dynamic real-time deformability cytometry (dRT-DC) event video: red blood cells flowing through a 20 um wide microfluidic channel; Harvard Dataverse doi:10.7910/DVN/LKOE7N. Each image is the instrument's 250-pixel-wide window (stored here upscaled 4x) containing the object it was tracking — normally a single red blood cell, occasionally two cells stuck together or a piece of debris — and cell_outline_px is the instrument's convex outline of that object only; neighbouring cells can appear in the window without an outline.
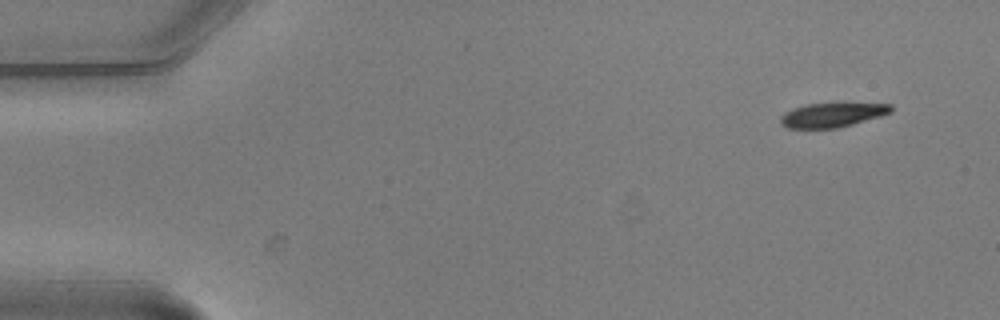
{"species": "common noctule bat (a hibernating species)", "species_latin": "Nyctalus noctula", "temperature_condition": "warm", "stored_images_in_passage": 8, "camera_frame_rate_fps": 3000, "um_per_image_px": 0.085, "animal": {"sex": "male", "body_mass_g": 20.5, "forearm_length_mm": 52.5}, "frame": {"image": 1, "passage_image": 1, "time_ms": 0.0, "image_size_px": [1000, 320], "cell_outline_px": [[892, 112], [880, 116], [852, 124], [836, 128], [788, 128], [780, 124], [780, 116], [784, 112], [792, 108], [808, 104], [840, 100], [892, 104]], "centroid_in_image_um": [70.78, 9.7], "position_along_channel_um": 14.2, "area_um2": 16.59}}
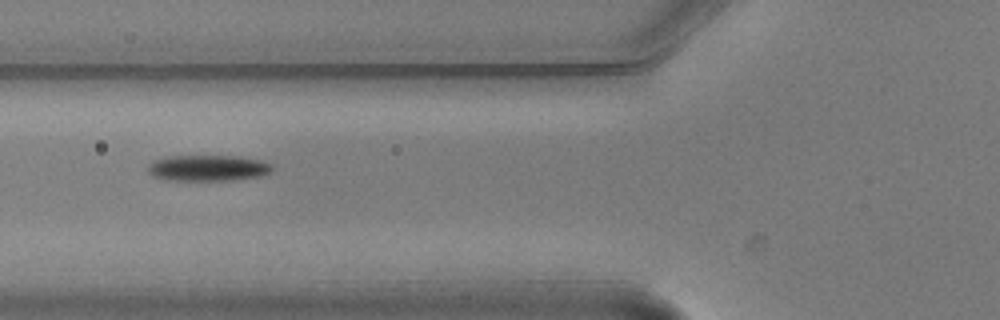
{"frame": {"image": 2, "passage_image": 5, "time_ms": 1.333, "image_size_px": [1000, 320], "cell_outline_px": [[272, 168], [264, 176], [232, 180], [164, 180], [152, 176], [148, 172], [148, 164], [156, 160], [168, 156], [240, 156], [260, 160], [272, 164]], "centroid_in_image_um": [17.67, 14.28], "position_along_channel_um": 108.1, "area_um2": 18.9}}
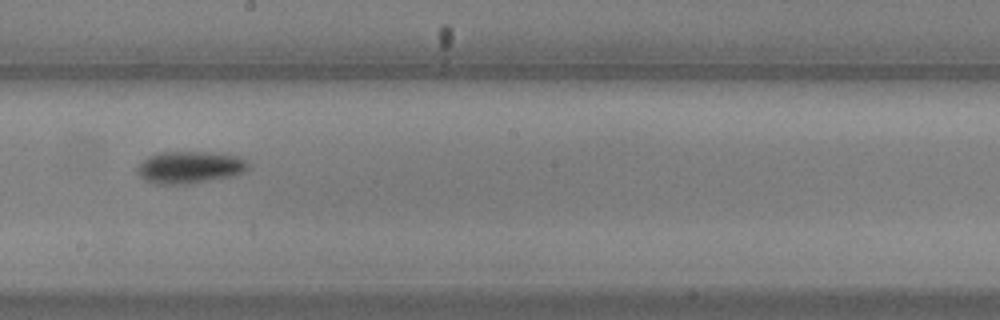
{"frame": {"image": 3, "passage_image": 8, "time_ms": 2.333, "image_size_px": [1000, 320], "cell_outline_px": [[252, 168], [244, 172], [232, 176], [184, 184], [156, 184], [144, 180], [136, 172], [136, 168], [148, 156], [156, 152], [216, 152], [236, 156], [244, 160]], "centroid_in_image_um": [16.11, 14.21], "position_along_channel_um": 232.1, "area_um2": 20.81}}